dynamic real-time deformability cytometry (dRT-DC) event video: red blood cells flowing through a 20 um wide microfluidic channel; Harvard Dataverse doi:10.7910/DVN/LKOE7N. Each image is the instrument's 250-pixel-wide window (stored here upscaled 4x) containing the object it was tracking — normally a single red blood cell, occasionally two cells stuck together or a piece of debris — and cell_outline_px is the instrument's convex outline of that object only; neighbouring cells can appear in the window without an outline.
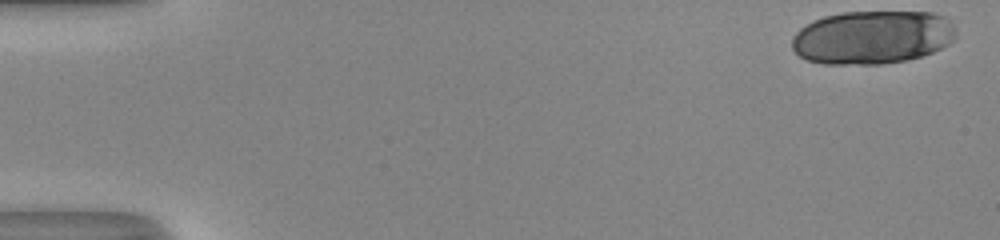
{"species": "human", "species_latin": "Homo sapiens", "temperature_condition": "room temperature", "stored_images_in_passage": 20, "camera_frame_rate_fps": 3000, "um_per_image_px": 0.085, "donor": {"sex": "male"}, "frame": {"image": 1, "passage_image": 1, "time_ms": 0.0, "image_size_px": [1000, 240], "cell_outline_px": [[956, 36], [948, 44], [932, 52], [908, 60], [880, 64], [824, 64], [808, 60], [800, 56], [792, 48], [792, 36], [800, 28], [812, 20], [824, 16], [844, 12], [932, 12], [944, 16], [956, 28]], "centroid_in_image_um": [74.14, 3.16], "position_along_channel_um": 10.9, "area_um2": 51.27}}